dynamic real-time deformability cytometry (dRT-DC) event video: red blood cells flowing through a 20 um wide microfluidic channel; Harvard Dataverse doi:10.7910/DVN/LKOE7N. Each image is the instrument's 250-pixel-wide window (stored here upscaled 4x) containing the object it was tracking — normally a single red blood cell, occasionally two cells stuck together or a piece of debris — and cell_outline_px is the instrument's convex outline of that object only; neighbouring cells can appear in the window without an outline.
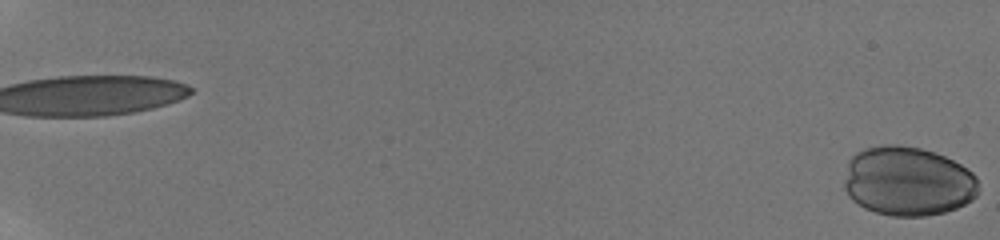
{"species": "human", "species_latin": "Homo sapiens", "temperature_condition": "room temperature", "stored_images_in_passage": 18, "segment_of_instrument_passage": [2, 2], "camera_frame_rate_fps": 3000, "um_per_image_px": 0.085, "donor": {"sex": "male"}, "frame": {"image": 1, "passage_image": 18, "time_ms": 8.333, "image_size_px": [1000, 240], "cell_outline_px": [[976, 196], [972, 200], [956, 208], [944, 212], [924, 216], [892, 216], [876, 212], [864, 208], [852, 200], [848, 196], [844, 188], [844, 180], [848, 160], [856, 152], [864, 148], [884, 144], [900, 144], [920, 148], [944, 156], [968, 168], [976, 176]], "centroid_in_image_um": [77.12, 15.4], "position_along_channel_um": 7.9, "area_um2": 54.45}}